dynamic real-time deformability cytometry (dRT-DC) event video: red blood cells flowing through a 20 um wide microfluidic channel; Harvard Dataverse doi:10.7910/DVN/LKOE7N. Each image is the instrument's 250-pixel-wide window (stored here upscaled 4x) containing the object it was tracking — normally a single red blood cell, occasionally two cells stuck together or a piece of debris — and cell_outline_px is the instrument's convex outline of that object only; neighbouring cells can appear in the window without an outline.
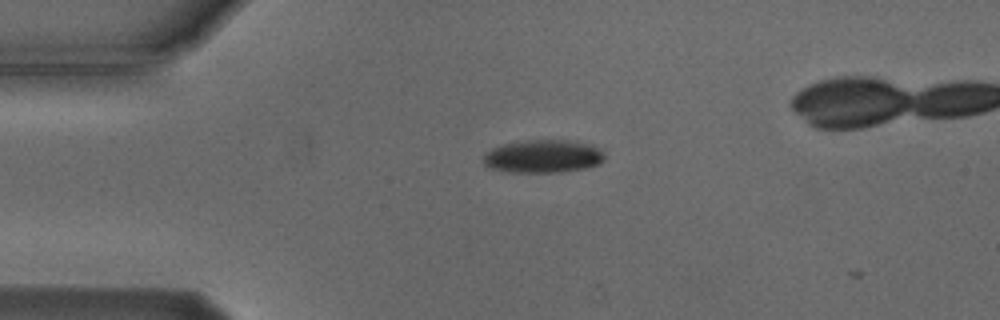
{"species": "Egyptian fruit bat (a non-hibernating species)", "species_latin": "Rousettus aegyptiacus", "temperature_condition": "cold", "stored_images_in_passage": 3, "camera_frame_rate_fps": 3000, "um_per_image_px": 0.085, "animal": {"sex": "male"}, "frame": {"image": 1, "passage_image": 2, "time_ms": 1.333, "image_size_px": [1000, 320], "cell_outline_px": [[604, 160], [600, 164], [588, 168], [560, 172], [508, 172], [488, 168], [484, 164], [484, 152], [500, 144], [528, 140], [568, 140], [600, 148], [604, 152]], "centroid_in_image_um": [46.14, 13.3], "position_along_channel_um": 38.9, "area_um2": 23.52}}